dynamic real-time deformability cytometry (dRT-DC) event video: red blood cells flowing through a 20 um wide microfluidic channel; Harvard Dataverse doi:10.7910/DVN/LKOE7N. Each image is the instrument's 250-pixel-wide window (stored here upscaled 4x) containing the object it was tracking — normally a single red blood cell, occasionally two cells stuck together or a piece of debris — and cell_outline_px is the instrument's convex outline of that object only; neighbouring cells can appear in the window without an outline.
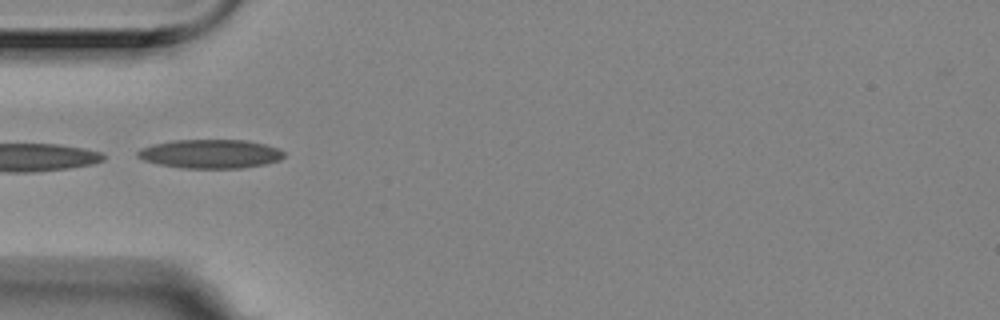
{"species": "Egyptian fruit bat (a non-hibernating species)", "species_latin": "Rousettus aegyptiacus", "temperature_condition": "room temperature", "stored_images_in_passage": 1, "camera_frame_rate_fps": 3000, "um_per_image_px": 0.085, "animal": {"sex": "female"}, "frame": {"image": 1, "passage_image": 1, "time_ms": 0.0, "image_size_px": [1000, 320], "cell_outline_px": [[284, 156], [280, 160], [268, 164], [244, 168], [180, 168], [160, 164], [144, 160], [136, 156], [136, 152], [140, 148], [152, 144], [172, 140], [248, 140], [264, 144], [276, 148], [284, 152]], "centroid_in_image_um": [17.88, 13.08], "position_along_channel_um": 67.1, "area_um2": 24.8}}